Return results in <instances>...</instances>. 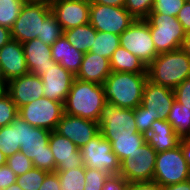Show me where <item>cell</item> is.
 Returning a JSON list of instances; mask_svg holds the SVG:
<instances>
[{
    "label": "cell",
    "instance_id": "cell-55",
    "mask_svg": "<svg viewBox=\"0 0 190 190\" xmlns=\"http://www.w3.org/2000/svg\"><path fill=\"white\" fill-rule=\"evenodd\" d=\"M4 190H22L17 183L12 184L11 186H9L8 188L4 189Z\"/></svg>",
    "mask_w": 190,
    "mask_h": 190
},
{
    "label": "cell",
    "instance_id": "cell-47",
    "mask_svg": "<svg viewBox=\"0 0 190 190\" xmlns=\"http://www.w3.org/2000/svg\"><path fill=\"white\" fill-rule=\"evenodd\" d=\"M16 136H17V145L24 143L25 136V120L20 116L16 117Z\"/></svg>",
    "mask_w": 190,
    "mask_h": 190
},
{
    "label": "cell",
    "instance_id": "cell-29",
    "mask_svg": "<svg viewBox=\"0 0 190 190\" xmlns=\"http://www.w3.org/2000/svg\"><path fill=\"white\" fill-rule=\"evenodd\" d=\"M120 46V35L97 31L89 52L111 59L113 52Z\"/></svg>",
    "mask_w": 190,
    "mask_h": 190
},
{
    "label": "cell",
    "instance_id": "cell-24",
    "mask_svg": "<svg viewBox=\"0 0 190 190\" xmlns=\"http://www.w3.org/2000/svg\"><path fill=\"white\" fill-rule=\"evenodd\" d=\"M52 59L73 75L80 70L84 53L73 47L62 35L51 45Z\"/></svg>",
    "mask_w": 190,
    "mask_h": 190
},
{
    "label": "cell",
    "instance_id": "cell-27",
    "mask_svg": "<svg viewBox=\"0 0 190 190\" xmlns=\"http://www.w3.org/2000/svg\"><path fill=\"white\" fill-rule=\"evenodd\" d=\"M167 121L181 139L190 138V109L174 101Z\"/></svg>",
    "mask_w": 190,
    "mask_h": 190
},
{
    "label": "cell",
    "instance_id": "cell-8",
    "mask_svg": "<svg viewBox=\"0 0 190 190\" xmlns=\"http://www.w3.org/2000/svg\"><path fill=\"white\" fill-rule=\"evenodd\" d=\"M190 169L183 156L180 144L156 155L153 181L162 187L187 181Z\"/></svg>",
    "mask_w": 190,
    "mask_h": 190
},
{
    "label": "cell",
    "instance_id": "cell-53",
    "mask_svg": "<svg viewBox=\"0 0 190 190\" xmlns=\"http://www.w3.org/2000/svg\"><path fill=\"white\" fill-rule=\"evenodd\" d=\"M0 87H2L4 90H6L7 87V82L5 80L1 64H0Z\"/></svg>",
    "mask_w": 190,
    "mask_h": 190
},
{
    "label": "cell",
    "instance_id": "cell-10",
    "mask_svg": "<svg viewBox=\"0 0 190 190\" xmlns=\"http://www.w3.org/2000/svg\"><path fill=\"white\" fill-rule=\"evenodd\" d=\"M64 114V105L61 102L46 97L33 100L18 109V116L33 127L54 131Z\"/></svg>",
    "mask_w": 190,
    "mask_h": 190
},
{
    "label": "cell",
    "instance_id": "cell-1",
    "mask_svg": "<svg viewBox=\"0 0 190 190\" xmlns=\"http://www.w3.org/2000/svg\"><path fill=\"white\" fill-rule=\"evenodd\" d=\"M147 73L111 72L102 84L107 102L135 109L142 102Z\"/></svg>",
    "mask_w": 190,
    "mask_h": 190
},
{
    "label": "cell",
    "instance_id": "cell-33",
    "mask_svg": "<svg viewBox=\"0 0 190 190\" xmlns=\"http://www.w3.org/2000/svg\"><path fill=\"white\" fill-rule=\"evenodd\" d=\"M63 35V29L56 20L55 15L51 12L42 22L41 34L38 35L44 44L52 45L58 38Z\"/></svg>",
    "mask_w": 190,
    "mask_h": 190
},
{
    "label": "cell",
    "instance_id": "cell-12",
    "mask_svg": "<svg viewBox=\"0 0 190 190\" xmlns=\"http://www.w3.org/2000/svg\"><path fill=\"white\" fill-rule=\"evenodd\" d=\"M135 20L124 6L101 5L90 0L89 23L97 31L120 35Z\"/></svg>",
    "mask_w": 190,
    "mask_h": 190
},
{
    "label": "cell",
    "instance_id": "cell-44",
    "mask_svg": "<svg viewBox=\"0 0 190 190\" xmlns=\"http://www.w3.org/2000/svg\"><path fill=\"white\" fill-rule=\"evenodd\" d=\"M176 17L182 24L185 32L190 33V1L184 3Z\"/></svg>",
    "mask_w": 190,
    "mask_h": 190
},
{
    "label": "cell",
    "instance_id": "cell-31",
    "mask_svg": "<svg viewBox=\"0 0 190 190\" xmlns=\"http://www.w3.org/2000/svg\"><path fill=\"white\" fill-rule=\"evenodd\" d=\"M28 0H0V26L11 29Z\"/></svg>",
    "mask_w": 190,
    "mask_h": 190
},
{
    "label": "cell",
    "instance_id": "cell-52",
    "mask_svg": "<svg viewBox=\"0 0 190 190\" xmlns=\"http://www.w3.org/2000/svg\"><path fill=\"white\" fill-rule=\"evenodd\" d=\"M181 48L190 57V33H187V35L185 36Z\"/></svg>",
    "mask_w": 190,
    "mask_h": 190
},
{
    "label": "cell",
    "instance_id": "cell-4",
    "mask_svg": "<svg viewBox=\"0 0 190 190\" xmlns=\"http://www.w3.org/2000/svg\"><path fill=\"white\" fill-rule=\"evenodd\" d=\"M156 51L160 53L180 49L187 33L177 17L161 13H150L145 19Z\"/></svg>",
    "mask_w": 190,
    "mask_h": 190
},
{
    "label": "cell",
    "instance_id": "cell-18",
    "mask_svg": "<svg viewBox=\"0 0 190 190\" xmlns=\"http://www.w3.org/2000/svg\"><path fill=\"white\" fill-rule=\"evenodd\" d=\"M49 146L55 159L56 170H71L84 166L80 149L68 138L51 131Z\"/></svg>",
    "mask_w": 190,
    "mask_h": 190
},
{
    "label": "cell",
    "instance_id": "cell-14",
    "mask_svg": "<svg viewBox=\"0 0 190 190\" xmlns=\"http://www.w3.org/2000/svg\"><path fill=\"white\" fill-rule=\"evenodd\" d=\"M63 31L89 23L90 0H49Z\"/></svg>",
    "mask_w": 190,
    "mask_h": 190
},
{
    "label": "cell",
    "instance_id": "cell-13",
    "mask_svg": "<svg viewBox=\"0 0 190 190\" xmlns=\"http://www.w3.org/2000/svg\"><path fill=\"white\" fill-rule=\"evenodd\" d=\"M157 152L146 142L138 151L120 162L119 174L129 182L153 181Z\"/></svg>",
    "mask_w": 190,
    "mask_h": 190
},
{
    "label": "cell",
    "instance_id": "cell-16",
    "mask_svg": "<svg viewBox=\"0 0 190 190\" xmlns=\"http://www.w3.org/2000/svg\"><path fill=\"white\" fill-rule=\"evenodd\" d=\"M55 131L70 139L79 149L100 132L98 122L66 113L62 115Z\"/></svg>",
    "mask_w": 190,
    "mask_h": 190
},
{
    "label": "cell",
    "instance_id": "cell-11",
    "mask_svg": "<svg viewBox=\"0 0 190 190\" xmlns=\"http://www.w3.org/2000/svg\"><path fill=\"white\" fill-rule=\"evenodd\" d=\"M80 152L85 167L105 171L109 175L119 174L120 161L112 151L111 143L100 132L81 147Z\"/></svg>",
    "mask_w": 190,
    "mask_h": 190
},
{
    "label": "cell",
    "instance_id": "cell-46",
    "mask_svg": "<svg viewBox=\"0 0 190 190\" xmlns=\"http://www.w3.org/2000/svg\"><path fill=\"white\" fill-rule=\"evenodd\" d=\"M127 190H163V188L154 181H148L129 184Z\"/></svg>",
    "mask_w": 190,
    "mask_h": 190
},
{
    "label": "cell",
    "instance_id": "cell-20",
    "mask_svg": "<svg viewBox=\"0 0 190 190\" xmlns=\"http://www.w3.org/2000/svg\"><path fill=\"white\" fill-rule=\"evenodd\" d=\"M0 64L6 82L29 73L22 43L11 39L0 48Z\"/></svg>",
    "mask_w": 190,
    "mask_h": 190
},
{
    "label": "cell",
    "instance_id": "cell-30",
    "mask_svg": "<svg viewBox=\"0 0 190 190\" xmlns=\"http://www.w3.org/2000/svg\"><path fill=\"white\" fill-rule=\"evenodd\" d=\"M61 190H84L85 189V166L72 168L71 170L55 171Z\"/></svg>",
    "mask_w": 190,
    "mask_h": 190
},
{
    "label": "cell",
    "instance_id": "cell-34",
    "mask_svg": "<svg viewBox=\"0 0 190 190\" xmlns=\"http://www.w3.org/2000/svg\"><path fill=\"white\" fill-rule=\"evenodd\" d=\"M49 172L33 167L16 178V183L22 190H39Z\"/></svg>",
    "mask_w": 190,
    "mask_h": 190
},
{
    "label": "cell",
    "instance_id": "cell-23",
    "mask_svg": "<svg viewBox=\"0 0 190 190\" xmlns=\"http://www.w3.org/2000/svg\"><path fill=\"white\" fill-rule=\"evenodd\" d=\"M145 139L157 153L177 147L181 140L171 123L161 119L153 122L151 130L145 134Z\"/></svg>",
    "mask_w": 190,
    "mask_h": 190
},
{
    "label": "cell",
    "instance_id": "cell-2",
    "mask_svg": "<svg viewBox=\"0 0 190 190\" xmlns=\"http://www.w3.org/2000/svg\"><path fill=\"white\" fill-rule=\"evenodd\" d=\"M106 102L102 84L75 78L63 103L64 113L98 122L101 109Z\"/></svg>",
    "mask_w": 190,
    "mask_h": 190
},
{
    "label": "cell",
    "instance_id": "cell-45",
    "mask_svg": "<svg viewBox=\"0 0 190 190\" xmlns=\"http://www.w3.org/2000/svg\"><path fill=\"white\" fill-rule=\"evenodd\" d=\"M39 190H61L57 172H49Z\"/></svg>",
    "mask_w": 190,
    "mask_h": 190
},
{
    "label": "cell",
    "instance_id": "cell-19",
    "mask_svg": "<svg viewBox=\"0 0 190 190\" xmlns=\"http://www.w3.org/2000/svg\"><path fill=\"white\" fill-rule=\"evenodd\" d=\"M5 91L18 109L33 100L44 97L42 78L31 73L10 80Z\"/></svg>",
    "mask_w": 190,
    "mask_h": 190
},
{
    "label": "cell",
    "instance_id": "cell-48",
    "mask_svg": "<svg viewBox=\"0 0 190 190\" xmlns=\"http://www.w3.org/2000/svg\"><path fill=\"white\" fill-rule=\"evenodd\" d=\"M179 144L181 146L188 168L190 169V138L181 139Z\"/></svg>",
    "mask_w": 190,
    "mask_h": 190
},
{
    "label": "cell",
    "instance_id": "cell-36",
    "mask_svg": "<svg viewBox=\"0 0 190 190\" xmlns=\"http://www.w3.org/2000/svg\"><path fill=\"white\" fill-rule=\"evenodd\" d=\"M154 0H126L124 7L135 19H146L152 11Z\"/></svg>",
    "mask_w": 190,
    "mask_h": 190
},
{
    "label": "cell",
    "instance_id": "cell-15",
    "mask_svg": "<svg viewBox=\"0 0 190 190\" xmlns=\"http://www.w3.org/2000/svg\"><path fill=\"white\" fill-rule=\"evenodd\" d=\"M174 101V89L146 81L141 105L155 120H167Z\"/></svg>",
    "mask_w": 190,
    "mask_h": 190
},
{
    "label": "cell",
    "instance_id": "cell-32",
    "mask_svg": "<svg viewBox=\"0 0 190 190\" xmlns=\"http://www.w3.org/2000/svg\"><path fill=\"white\" fill-rule=\"evenodd\" d=\"M21 145H17L16 118L10 125L0 128V151L7 157L20 151Z\"/></svg>",
    "mask_w": 190,
    "mask_h": 190
},
{
    "label": "cell",
    "instance_id": "cell-9",
    "mask_svg": "<svg viewBox=\"0 0 190 190\" xmlns=\"http://www.w3.org/2000/svg\"><path fill=\"white\" fill-rule=\"evenodd\" d=\"M120 46L136 55L146 67L159 54L152 40L149 23L145 19H136L120 34Z\"/></svg>",
    "mask_w": 190,
    "mask_h": 190
},
{
    "label": "cell",
    "instance_id": "cell-26",
    "mask_svg": "<svg viewBox=\"0 0 190 190\" xmlns=\"http://www.w3.org/2000/svg\"><path fill=\"white\" fill-rule=\"evenodd\" d=\"M96 33L97 30L90 23L63 31L68 42L84 54L90 51Z\"/></svg>",
    "mask_w": 190,
    "mask_h": 190
},
{
    "label": "cell",
    "instance_id": "cell-6",
    "mask_svg": "<svg viewBox=\"0 0 190 190\" xmlns=\"http://www.w3.org/2000/svg\"><path fill=\"white\" fill-rule=\"evenodd\" d=\"M49 0H28L10 29L13 40L24 43L41 34L42 22L51 13Z\"/></svg>",
    "mask_w": 190,
    "mask_h": 190
},
{
    "label": "cell",
    "instance_id": "cell-39",
    "mask_svg": "<svg viewBox=\"0 0 190 190\" xmlns=\"http://www.w3.org/2000/svg\"><path fill=\"white\" fill-rule=\"evenodd\" d=\"M185 2V0H154L150 13H161L176 17Z\"/></svg>",
    "mask_w": 190,
    "mask_h": 190
},
{
    "label": "cell",
    "instance_id": "cell-17",
    "mask_svg": "<svg viewBox=\"0 0 190 190\" xmlns=\"http://www.w3.org/2000/svg\"><path fill=\"white\" fill-rule=\"evenodd\" d=\"M43 81L44 97L64 103L69 94L75 75L55 62L44 71Z\"/></svg>",
    "mask_w": 190,
    "mask_h": 190
},
{
    "label": "cell",
    "instance_id": "cell-51",
    "mask_svg": "<svg viewBox=\"0 0 190 190\" xmlns=\"http://www.w3.org/2000/svg\"><path fill=\"white\" fill-rule=\"evenodd\" d=\"M93 3H98L101 5H110L115 7H122L126 0H91Z\"/></svg>",
    "mask_w": 190,
    "mask_h": 190
},
{
    "label": "cell",
    "instance_id": "cell-3",
    "mask_svg": "<svg viewBox=\"0 0 190 190\" xmlns=\"http://www.w3.org/2000/svg\"><path fill=\"white\" fill-rule=\"evenodd\" d=\"M148 80L175 89L190 77V57L180 48L160 53L147 67Z\"/></svg>",
    "mask_w": 190,
    "mask_h": 190
},
{
    "label": "cell",
    "instance_id": "cell-35",
    "mask_svg": "<svg viewBox=\"0 0 190 190\" xmlns=\"http://www.w3.org/2000/svg\"><path fill=\"white\" fill-rule=\"evenodd\" d=\"M18 116V108L10 95L4 90L0 94V128L10 125Z\"/></svg>",
    "mask_w": 190,
    "mask_h": 190
},
{
    "label": "cell",
    "instance_id": "cell-22",
    "mask_svg": "<svg viewBox=\"0 0 190 190\" xmlns=\"http://www.w3.org/2000/svg\"><path fill=\"white\" fill-rule=\"evenodd\" d=\"M110 74L109 59L92 52H87L83 55L80 70L75 78L81 81L103 84Z\"/></svg>",
    "mask_w": 190,
    "mask_h": 190
},
{
    "label": "cell",
    "instance_id": "cell-7",
    "mask_svg": "<svg viewBox=\"0 0 190 190\" xmlns=\"http://www.w3.org/2000/svg\"><path fill=\"white\" fill-rule=\"evenodd\" d=\"M51 131L33 127L25 121L24 143H21L20 152L32 161L33 167L55 172V159L49 146Z\"/></svg>",
    "mask_w": 190,
    "mask_h": 190
},
{
    "label": "cell",
    "instance_id": "cell-28",
    "mask_svg": "<svg viewBox=\"0 0 190 190\" xmlns=\"http://www.w3.org/2000/svg\"><path fill=\"white\" fill-rule=\"evenodd\" d=\"M108 141L120 162L128 156L134 155L138 148L146 143L145 135L139 132L135 133V138L109 139Z\"/></svg>",
    "mask_w": 190,
    "mask_h": 190
},
{
    "label": "cell",
    "instance_id": "cell-21",
    "mask_svg": "<svg viewBox=\"0 0 190 190\" xmlns=\"http://www.w3.org/2000/svg\"><path fill=\"white\" fill-rule=\"evenodd\" d=\"M22 46L29 73L42 77L44 71L55 63L52 59L51 46L44 44L40 39L26 41Z\"/></svg>",
    "mask_w": 190,
    "mask_h": 190
},
{
    "label": "cell",
    "instance_id": "cell-38",
    "mask_svg": "<svg viewBox=\"0 0 190 190\" xmlns=\"http://www.w3.org/2000/svg\"><path fill=\"white\" fill-rule=\"evenodd\" d=\"M110 175L105 171H99L95 168L85 167V189L84 190H102L105 180Z\"/></svg>",
    "mask_w": 190,
    "mask_h": 190
},
{
    "label": "cell",
    "instance_id": "cell-49",
    "mask_svg": "<svg viewBox=\"0 0 190 190\" xmlns=\"http://www.w3.org/2000/svg\"><path fill=\"white\" fill-rule=\"evenodd\" d=\"M12 39L10 29L0 26V48Z\"/></svg>",
    "mask_w": 190,
    "mask_h": 190
},
{
    "label": "cell",
    "instance_id": "cell-40",
    "mask_svg": "<svg viewBox=\"0 0 190 190\" xmlns=\"http://www.w3.org/2000/svg\"><path fill=\"white\" fill-rule=\"evenodd\" d=\"M134 118L137 130L144 135L151 130V125L155 121L154 117L141 104L134 109Z\"/></svg>",
    "mask_w": 190,
    "mask_h": 190
},
{
    "label": "cell",
    "instance_id": "cell-42",
    "mask_svg": "<svg viewBox=\"0 0 190 190\" xmlns=\"http://www.w3.org/2000/svg\"><path fill=\"white\" fill-rule=\"evenodd\" d=\"M129 182L126 181L120 174L110 175L104 183L102 190H127Z\"/></svg>",
    "mask_w": 190,
    "mask_h": 190
},
{
    "label": "cell",
    "instance_id": "cell-5",
    "mask_svg": "<svg viewBox=\"0 0 190 190\" xmlns=\"http://www.w3.org/2000/svg\"><path fill=\"white\" fill-rule=\"evenodd\" d=\"M98 125L100 133L106 140L135 138V133L139 132L135 123L134 109L119 108L109 102L101 109Z\"/></svg>",
    "mask_w": 190,
    "mask_h": 190
},
{
    "label": "cell",
    "instance_id": "cell-41",
    "mask_svg": "<svg viewBox=\"0 0 190 190\" xmlns=\"http://www.w3.org/2000/svg\"><path fill=\"white\" fill-rule=\"evenodd\" d=\"M175 101L190 109V77L174 89Z\"/></svg>",
    "mask_w": 190,
    "mask_h": 190
},
{
    "label": "cell",
    "instance_id": "cell-54",
    "mask_svg": "<svg viewBox=\"0 0 190 190\" xmlns=\"http://www.w3.org/2000/svg\"><path fill=\"white\" fill-rule=\"evenodd\" d=\"M6 156L0 151V167L6 164Z\"/></svg>",
    "mask_w": 190,
    "mask_h": 190
},
{
    "label": "cell",
    "instance_id": "cell-50",
    "mask_svg": "<svg viewBox=\"0 0 190 190\" xmlns=\"http://www.w3.org/2000/svg\"><path fill=\"white\" fill-rule=\"evenodd\" d=\"M162 188L163 190H190L189 179L187 181L180 182L177 184L167 185Z\"/></svg>",
    "mask_w": 190,
    "mask_h": 190
},
{
    "label": "cell",
    "instance_id": "cell-25",
    "mask_svg": "<svg viewBox=\"0 0 190 190\" xmlns=\"http://www.w3.org/2000/svg\"><path fill=\"white\" fill-rule=\"evenodd\" d=\"M111 72L147 73L145 64L131 52L119 46L110 59Z\"/></svg>",
    "mask_w": 190,
    "mask_h": 190
},
{
    "label": "cell",
    "instance_id": "cell-56",
    "mask_svg": "<svg viewBox=\"0 0 190 190\" xmlns=\"http://www.w3.org/2000/svg\"><path fill=\"white\" fill-rule=\"evenodd\" d=\"M4 91V89L2 87H0V94Z\"/></svg>",
    "mask_w": 190,
    "mask_h": 190
},
{
    "label": "cell",
    "instance_id": "cell-43",
    "mask_svg": "<svg viewBox=\"0 0 190 190\" xmlns=\"http://www.w3.org/2000/svg\"><path fill=\"white\" fill-rule=\"evenodd\" d=\"M16 174L5 164L0 167V190H4L16 183Z\"/></svg>",
    "mask_w": 190,
    "mask_h": 190
},
{
    "label": "cell",
    "instance_id": "cell-37",
    "mask_svg": "<svg viewBox=\"0 0 190 190\" xmlns=\"http://www.w3.org/2000/svg\"><path fill=\"white\" fill-rule=\"evenodd\" d=\"M6 165L16 174L17 177L25 174L33 168L32 161L20 151L7 157Z\"/></svg>",
    "mask_w": 190,
    "mask_h": 190
}]
</instances>
